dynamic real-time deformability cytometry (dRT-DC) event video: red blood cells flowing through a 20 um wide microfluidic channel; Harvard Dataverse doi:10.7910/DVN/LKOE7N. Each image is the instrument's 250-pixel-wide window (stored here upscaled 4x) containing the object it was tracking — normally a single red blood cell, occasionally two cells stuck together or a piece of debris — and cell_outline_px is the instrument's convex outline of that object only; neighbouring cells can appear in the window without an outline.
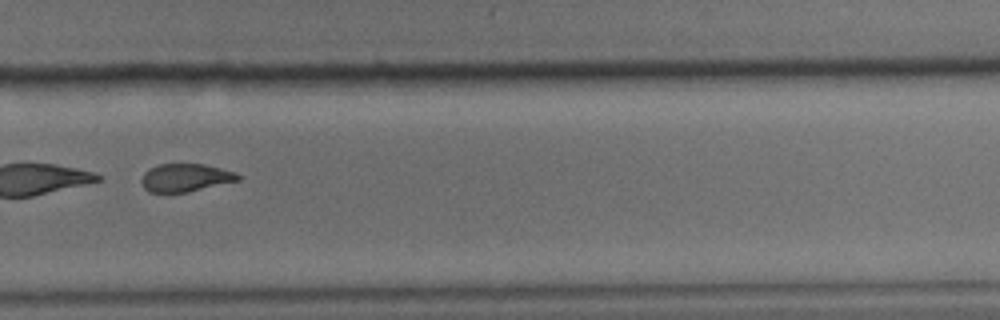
{"species": "common noctule bat (a hibernating species)", "species_latin": "Nyctalus noctula", "temperature_condition": "cold", "stored_images_in_passage": 56, "segment_of_instrument_passage": [2, 2], "camera_frame_rate_fps": 3000, "um_per_image_px": 0.085, "animal": {"sex": "male", "body_mass_g": 15.6}, "frame": {"image": 1, "passage_image": 40, "time_ms": 13.0, "image_size_px": [1000, 320], "cell_outline_px": [[240, 180], [188, 192], [148, 192], [144, 188], [140, 180], [144, 172], [148, 168], [156, 164], [204, 164], [236, 172], [240, 176]], "centroid_in_image_um": [15.73, 15.1], "position_along_channel_um": 314.1, "area_um2": 15.84}}